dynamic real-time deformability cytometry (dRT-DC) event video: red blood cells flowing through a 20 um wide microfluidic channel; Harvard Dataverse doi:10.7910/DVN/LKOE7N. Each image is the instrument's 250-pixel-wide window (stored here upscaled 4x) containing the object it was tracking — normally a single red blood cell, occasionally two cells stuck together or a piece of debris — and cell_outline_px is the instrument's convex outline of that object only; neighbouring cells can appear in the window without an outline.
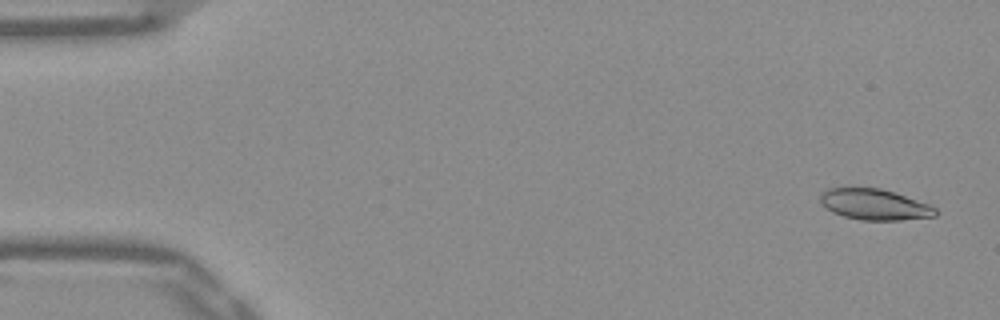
{"species": "Egyptian fruit bat (a non-hibernating species)", "species_latin": "Rousettus aegyptiacus", "temperature_condition": "warm", "stored_images_in_passage": 52, "camera_frame_rate_fps": 3000, "um_per_image_px": 0.085, "frame": {"image": 1, "passage_image": 2, "time_ms": 0.333, "image_size_px": [1000, 320], "cell_outline_px": [[940, 212], [936, 216], [900, 220], [860, 220], [844, 216], [832, 212], [820, 204], [820, 196], [828, 188], [880, 188], [896, 192], [928, 204], [936, 208]], "centroid_in_image_um": [74.36, 17.38], "position_along_channel_um": 10.6, "area_um2": 20.81}}
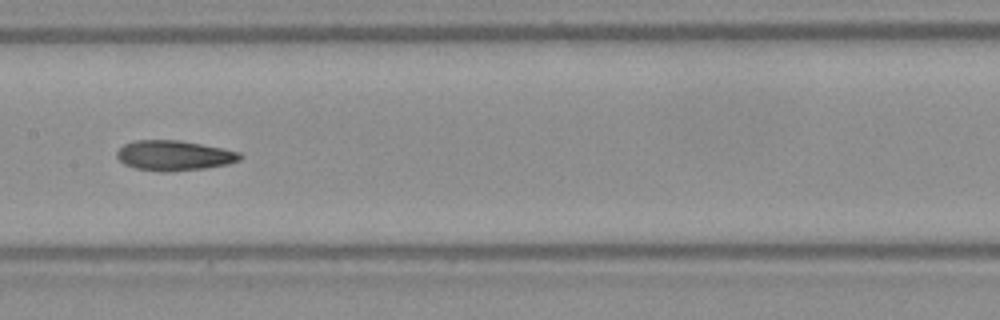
{"frame": {"image": 2, "passage_image": 26, "time_ms": 8.333, "image_size_px": [1000, 320], "cell_outline_px": [[244, 156], [240, 160], [228, 164], [204, 168], [172, 172], [160, 172], [132, 168], [124, 164], [116, 156], [116, 152], [124, 144], [136, 140], [180, 140], [224, 148], [240, 152]], "centroid_in_image_um": [14.8, 13.22], "position_along_channel_um": 192.6, "area_um2": 21.91}}
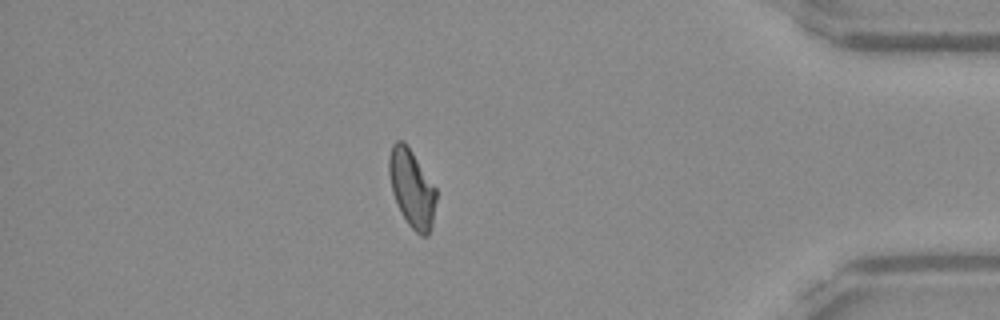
{"frame": {"image": 3, "passage_image": 45, "time_ms": 14.667, "image_size_px": [1000, 320], "cell_outline_px": [[436, 200], [432, 228], [428, 236], [420, 236], [408, 224], [392, 192], [388, 172], [388, 156], [392, 144], [396, 140], [404, 140], [436, 188]], "centroid_in_image_um": [35.0, 16.0], "position_along_channel_um": 400.2, "area_um2": 21.33}, "authors_computed_cell_mechanics": {"area_um2": 21.2126, "velocity_mm_per_s": 3.8889, "shape_relaxation_time_tau1_ms": null, "shape_relaxation_time_tau2_ms": 4.5926, "deformation_change_tau1": null, "deformation_change_tau2": 0.1189}}